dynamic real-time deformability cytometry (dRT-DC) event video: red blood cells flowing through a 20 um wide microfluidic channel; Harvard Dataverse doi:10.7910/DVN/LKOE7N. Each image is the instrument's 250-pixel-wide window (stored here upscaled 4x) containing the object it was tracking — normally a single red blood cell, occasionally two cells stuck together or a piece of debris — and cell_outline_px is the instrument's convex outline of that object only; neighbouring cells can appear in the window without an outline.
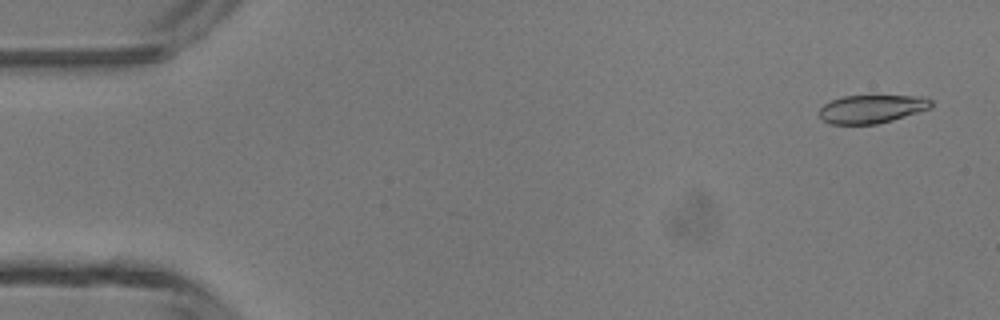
{"species": "common noctule bat (a hibernating species)", "species_latin": "Nyctalus noctula", "temperature_condition": "room temperature", "stored_images_in_passage": 46, "camera_frame_rate_fps": 3000, "um_per_image_px": 0.085, "animal": {"sex": "male", "body_mass_g": 13.3}, "frame": {"image": 1, "passage_image": 2, "time_ms": 0.333, "image_size_px": [1000, 320], "cell_outline_px": [[932, 108], [892, 120], [876, 124], [828, 124], [820, 116], [820, 108], [824, 104], [832, 100], [844, 96], [924, 96], [932, 100]], "centroid_in_image_um": [74.12, 9.26], "position_along_channel_um": 10.9, "area_um2": 18.38}}
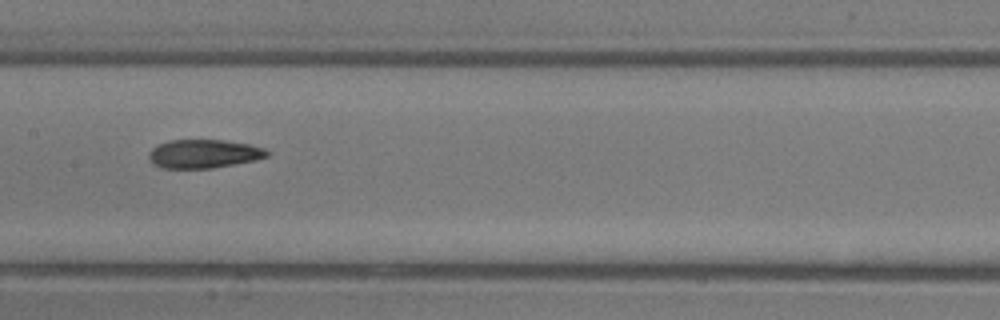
{"frame": {"image": 2, "passage_image": 23, "time_ms": 7.333, "image_size_px": [1000, 320], "cell_outline_px": [[268, 156], [256, 160], [212, 168], [160, 168], [152, 164], [148, 160], [148, 152], [156, 144], [168, 140], [224, 140], [248, 144], [264, 148], [268, 152]], "centroid_in_image_um": [17.25, 13.07], "position_along_channel_um": 190.1, "area_um2": 19.88}}
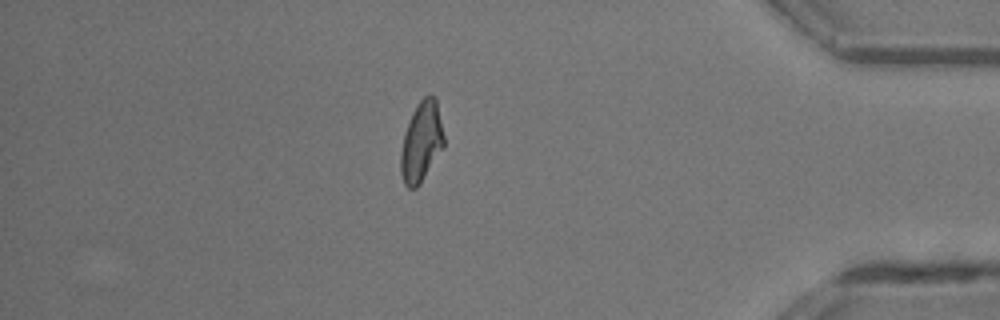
{"frame": {"image": 3, "passage_image": 40, "time_ms": 13.0, "image_size_px": [1000, 320], "cell_outline_px": [[444, 144], [420, 184], [416, 188], [408, 188], [404, 184], [400, 172], [400, 152], [404, 132], [412, 112], [420, 100], [424, 96], [436, 96], [444, 136]], "centroid_in_image_um": [35.79, 12.05], "position_along_channel_um": 399.4, "area_um2": 20.06}, "authors_computed_cell_mechanics": {"area_um2": 20.0566, "velocity_mm_per_s": 4.4008, "shape_relaxation_time_tau1_ms": 5.6342, "shape_relaxation_time_tau2_ms": 2.3127, "deformation_change_tau1": 0.1992, "deformation_change_tau2": 0.0957}}